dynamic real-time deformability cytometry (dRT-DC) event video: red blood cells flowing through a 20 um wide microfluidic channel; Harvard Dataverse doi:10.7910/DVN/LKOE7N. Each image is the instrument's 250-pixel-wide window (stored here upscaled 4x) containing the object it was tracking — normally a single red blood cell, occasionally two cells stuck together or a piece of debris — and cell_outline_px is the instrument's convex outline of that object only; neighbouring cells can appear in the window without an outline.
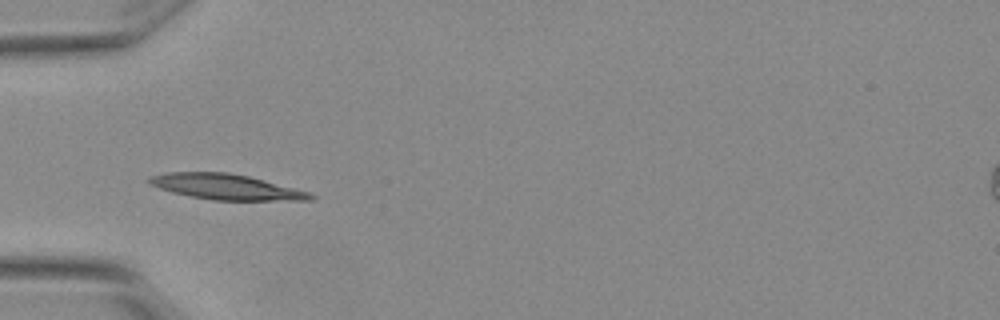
{"species": "Egyptian fruit bat (a non-hibernating species)", "species_latin": "Rousettus aegyptiacus", "temperature_condition": "warm", "stored_images_in_passage": 8, "camera_frame_rate_fps": 3000, "um_per_image_px": 0.085, "animal": {"sex": "female"}, "frame": {"image": 1, "passage_image": 6, "time_ms": 1.667, "image_size_px": [1000, 320], "cell_outline_px": [[316, 196], [312, 200], [212, 200], [172, 192], [148, 184], [148, 176], [168, 172], [228, 172], [248, 176], [308, 192]], "centroid_in_image_um": [19.16, 15.87], "position_along_channel_um": 65.8, "area_um2": 23.64}}
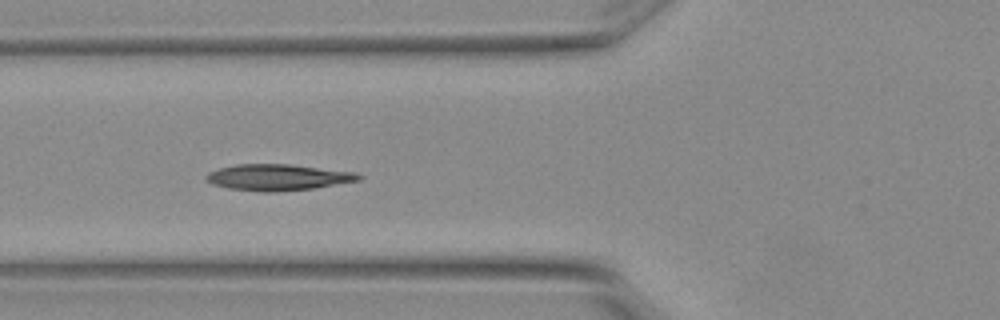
{"frame": {"image": 2, "passage_image": 7, "time_ms": 2.0, "image_size_px": [1000, 320], "cell_outline_px": [[364, 176], [360, 180], [312, 188], [276, 192], [260, 192], [228, 188], [212, 184], [204, 180], [204, 176], [208, 172], [220, 168], [236, 164], [288, 164], [356, 172]], "centroid_in_image_um": [23.58, 15.07], "position_along_channel_um": 102.2, "area_um2": 23.35}}
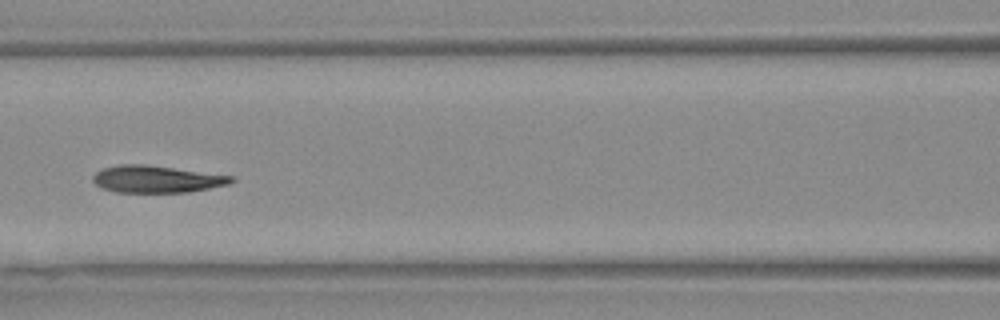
{"frame": {"image": 3, "passage_image": 8, "time_ms": 2.333, "image_size_px": [1000, 320], "cell_outline_px": [[236, 180], [228, 184], [188, 192], [116, 192], [100, 188], [92, 180], [92, 176], [96, 172], [104, 168], [120, 164], [140, 164], [236, 176]], "centroid_in_image_um": [13.3, 15.23], "position_along_channel_um": 153.3, "area_um2": 21.68}}